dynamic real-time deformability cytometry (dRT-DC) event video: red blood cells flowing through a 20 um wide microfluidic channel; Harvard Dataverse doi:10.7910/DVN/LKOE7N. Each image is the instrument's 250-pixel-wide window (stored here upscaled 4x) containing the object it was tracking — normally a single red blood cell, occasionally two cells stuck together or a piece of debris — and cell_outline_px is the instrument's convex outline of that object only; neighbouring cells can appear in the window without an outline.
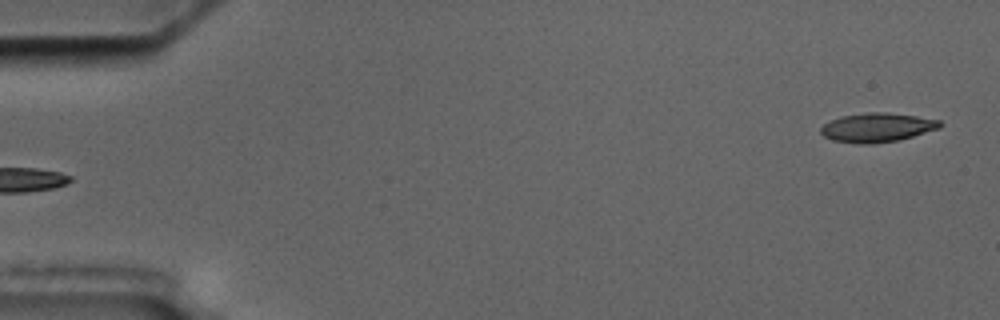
{"species": "common noctule bat (a hibernating species)", "species_latin": "Nyctalus noctula", "temperature_condition": "cold", "stored_images_in_passage": 5, "segment_of_instrument_passage": [2, 2], "camera_frame_rate_fps": 3000, "um_per_image_px": 0.085, "animal": {"sex": "male", "body_mass_g": 17.5, "forearm_length_mm": 52.3}, "frame": {"image": 1, "passage_image": 5, "time_ms": 4.667, "image_size_px": [1000, 320], "cell_outline_px": [[944, 124], [940, 128], [900, 140], [868, 144], [860, 144], [832, 140], [824, 136], [820, 132], [820, 128], [824, 124], [840, 116], [868, 112], [888, 112], [916, 116], [940, 120]], "centroid_in_image_um": [74.57, 10.83], "position_along_channel_um": 10.4, "area_um2": 20.29}}